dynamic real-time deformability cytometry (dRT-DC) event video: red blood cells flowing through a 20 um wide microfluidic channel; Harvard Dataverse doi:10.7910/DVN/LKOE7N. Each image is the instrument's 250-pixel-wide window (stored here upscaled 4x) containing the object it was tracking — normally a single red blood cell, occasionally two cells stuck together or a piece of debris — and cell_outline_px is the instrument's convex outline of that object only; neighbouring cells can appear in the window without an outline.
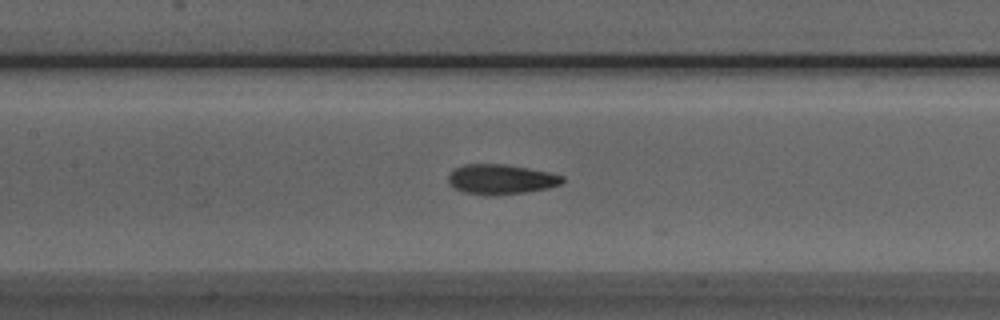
{"species": "Egyptian fruit bat (a non-hibernating species)", "species_latin": "Rousettus aegyptiacus", "temperature_condition": "room temperature", "stored_images_in_passage": 53, "camera_frame_rate_fps": 3000, "um_per_image_px": 0.085, "animal": {"sex": "male"}, "frame": {"image": 1, "passage_image": 24, "time_ms": 7.667, "image_size_px": [1000, 320], "cell_outline_px": [[564, 180], [560, 184], [548, 188], [524, 192], [496, 196], [484, 196], [464, 192], [452, 188], [448, 184], [448, 176], [456, 168], [464, 164], [504, 164], [528, 168], [548, 172], [564, 176]], "centroid_in_image_um": [42.54, 15.26], "position_along_channel_um": 164.9, "area_um2": 20.06}}
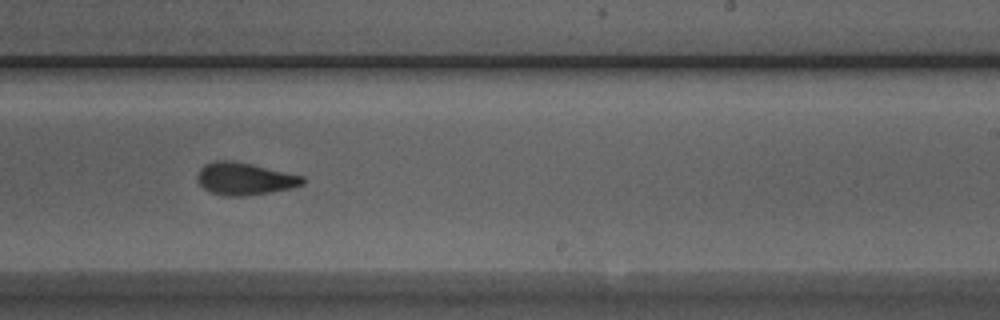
{"frame": {"image": 2, "passage_image": 32, "time_ms": 10.333, "image_size_px": [1000, 320], "cell_outline_px": [[304, 184], [292, 188], [244, 196], [224, 196], [208, 192], [200, 184], [200, 168], [204, 164], [216, 160], [228, 160], [252, 164], [304, 176]], "centroid_in_image_um": [20.81, 15.2], "position_along_channel_um": 268.2, "area_um2": 19.65}}
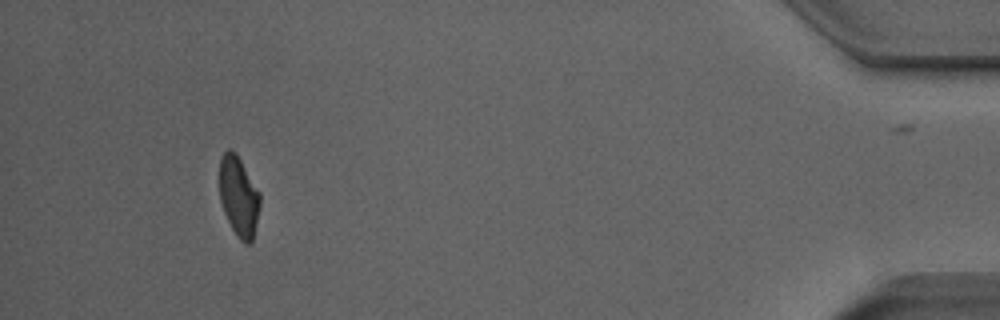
{"frame": {"image": 3, "passage_image": 49, "time_ms": 16.0, "image_size_px": [1000, 320], "cell_outline_px": [[260, 204], [252, 240], [248, 244], [244, 244], [236, 236], [224, 212], [220, 200], [220, 156], [228, 148], [240, 160], [260, 192]], "centroid_in_image_um": [20.29, 16.72], "position_along_channel_um": 414.9, "area_um2": 18.55}, "authors_computed_cell_mechanics": {"area_um2": 19.5942, "velocity_mm_per_s": 3.888, "shape_relaxation_time_tau1_ms": 4.6741, "shape_relaxation_time_tau2_ms": 2.8394, "deformation_change_tau1": 0.1556, "deformation_change_tau2": 0.1052}}